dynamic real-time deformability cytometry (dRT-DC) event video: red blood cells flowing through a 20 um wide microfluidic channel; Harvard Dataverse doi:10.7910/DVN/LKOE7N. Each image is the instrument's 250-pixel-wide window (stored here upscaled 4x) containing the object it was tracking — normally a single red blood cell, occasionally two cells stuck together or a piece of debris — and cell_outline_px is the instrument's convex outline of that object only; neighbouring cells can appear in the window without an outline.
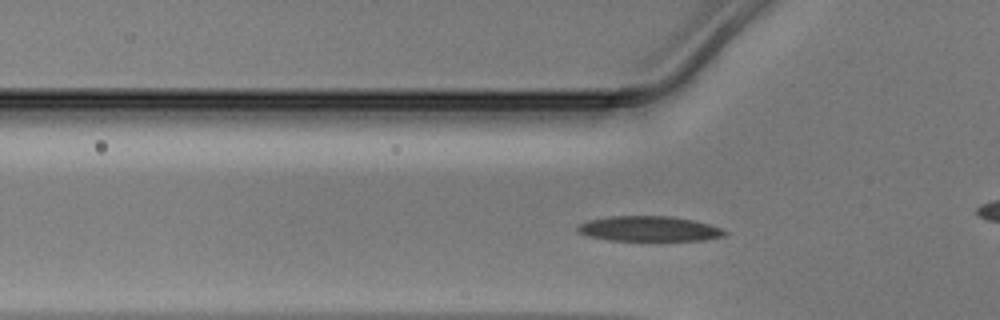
{"species": "Egyptian fruit bat (a non-hibernating species)", "species_latin": "Rousettus aegyptiacus", "temperature_condition": "warm", "stored_images_in_passage": 38, "camera_frame_rate_fps": 3000, "um_per_image_px": 0.085, "animal": {"sex": "male"}, "frame": {"image": 1, "passage_image": 12, "time_ms": 3.667, "image_size_px": [1000, 320], "cell_outline_px": [[728, 232], [724, 236], [700, 240], [608, 240], [588, 236], [576, 232], [576, 224], [588, 220], [612, 216], [668, 216], [692, 220], [708, 224], [720, 228]], "centroid_in_image_um": [55.09, 19.44], "position_along_channel_um": 70.7, "area_um2": 21.44}}
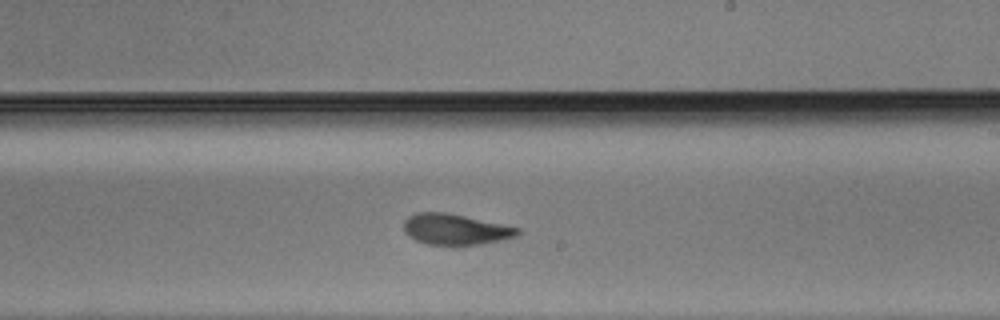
{"frame": {"image": 2, "passage_image": 25, "time_ms": 8.0, "image_size_px": [1000, 320], "cell_outline_px": [[520, 232], [516, 236], [484, 244], [428, 244], [416, 240], [408, 236], [404, 228], [404, 220], [408, 216], [416, 212], [444, 212], [504, 224], [520, 228]], "centroid_in_image_um": [38.7, 19.48], "position_along_channel_um": 250.3, "area_um2": 20.23}}
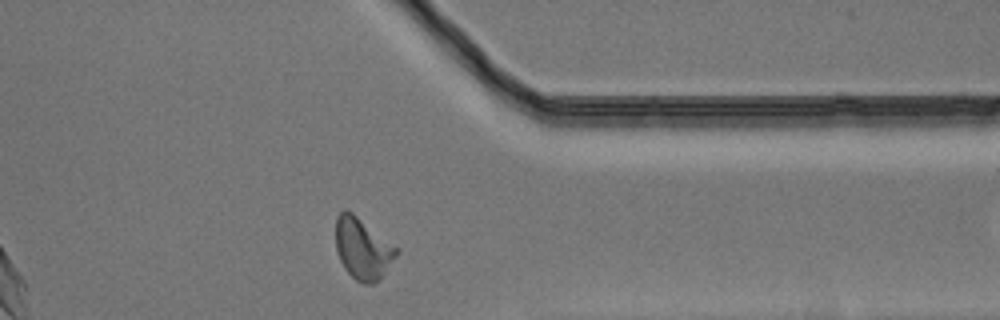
{"frame": {"image": 3, "passage_image": 35, "time_ms": 11.333, "image_size_px": [1000, 320], "cell_outline_px": [[400, 252], [384, 272], [372, 284], [364, 284], [356, 280], [344, 268], [340, 260], [336, 248], [336, 216], [344, 208], [352, 212], [400, 248]], "centroid_in_image_um": [30.84, 21.09], "position_along_channel_um": 380.6, "area_um2": 21.68}}